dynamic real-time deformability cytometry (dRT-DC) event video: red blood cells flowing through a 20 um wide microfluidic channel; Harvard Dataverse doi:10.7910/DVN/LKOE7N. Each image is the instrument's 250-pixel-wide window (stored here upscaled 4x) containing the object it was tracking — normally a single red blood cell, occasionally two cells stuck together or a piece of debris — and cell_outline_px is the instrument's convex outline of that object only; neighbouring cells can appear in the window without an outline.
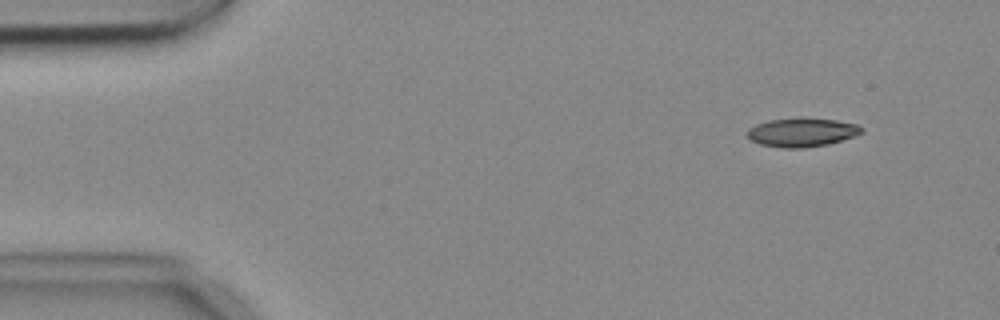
{"species": "common noctule bat (a hibernating species)", "species_latin": "Nyctalus noctula", "temperature_condition": "cold", "stored_images_in_passage": 4, "camera_frame_rate_fps": 3000, "um_per_image_px": 0.085, "animal": {"sex": "female", "body_mass_g": 18.4}, "frame": {"image": 1, "passage_image": 2, "time_ms": 0.333, "image_size_px": [1000, 320], "cell_outline_px": [[864, 132], [856, 136], [828, 144], [804, 148], [784, 148], [760, 144], [748, 140], [748, 128], [756, 124], [768, 120], [800, 116], [804, 116], [836, 120], [856, 124], [864, 128]], "centroid_in_image_um": [68.17, 11.22], "position_along_channel_um": 16.8, "area_um2": 19.71}}
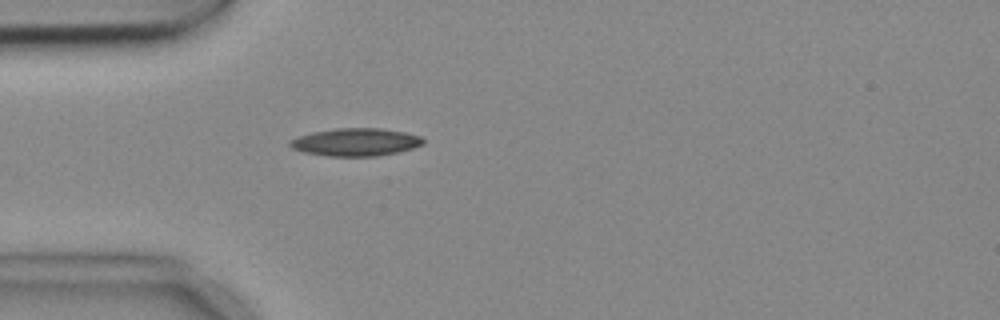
{"frame": {"image": 2, "passage_image": 4, "time_ms": 1.0, "image_size_px": [1000, 320], "cell_outline_px": [[424, 144], [412, 148], [396, 152], [376, 156], [328, 156], [304, 152], [292, 148], [288, 144], [288, 140], [312, 132], [336, 128], [380, 128], [404, 132], [420, 136], [424, 140]], "centroid_in_image_um": [30.21, 12.07], "position_along_channel_um": 54.8, "area_um2": 21.44}}